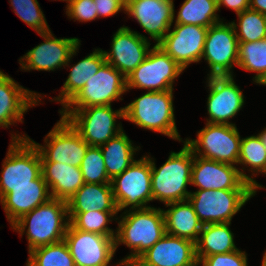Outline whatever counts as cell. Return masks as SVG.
I'll list each match as a JSON object with an SVG mask.
<instances>
[{
  "label": "cell",
  "instance_id": "obj_1",
  "mask_svg": "<svg viewBox=\"0 0 266 266\" xmlns=\"http://www.w3.org/2000/svg\"><path fill=\"white\" fill-rule=\"evenodd\" d=\"M117 217L115 250L120 244L126 245L132 251L120 260V263H134L142 254L151 248L165 234V219L163 209L145 207L122 212Z\"/></svg>",
  "mask_w": 266,
  "mask_h": 266
},
{
  "label": "cell",
  "instance_id": "obj_2",
  "mask_svg": "<svg viewBox=\"0 0 266 266\" xmlns=\"http://www.w3.org/2000/svg\"><path fill=\"white\" fill-rule=\"evenodd\" d=\"M69 224L67 201L51 198L24 214L11 228L20 236L26 233L30 252L35 248L64 240Z\"/></svg>",
  "mask_w": 266,
  "mask_h": 266
},
{
  "label": "cell",
  "instance_id": "obj_3",
  "mask_svg": "<svg viewBox=\"0 0 266 266\" xmlns=\"http://www.w3.org/2000/svg\"><path fill=\"white\" fill-rule=\"evenodd\" d=\"M183 145L179 152L171 151L159 168L150 157L153 201L169 204L188 200L191 191L187 190V185L191 184L194 154L185 143Z\"/></svg>",
  "mask_w": 266,
  "mask_h": 266
},
{
  "label": "cell",
  "instance_id": "obj_4",
  "mask_svg": "<svg viewBox=\"0 0 266 266\" xmlns=\"http://www.w3.org/2000/svg\"><path fill=\"white\" fill-rule=\"evenodd\" d=\"M0 173V200L9 193V186L47 185L41 170L38 149L28 135L12 134Z\"/></svg>",
  "mask_w": 266,
  "mask_h": 266
},
{
  "label": "cell",
  "instance_id": "obj_5",
  "mask_svg": "<svg viewBox=\"0 0 266 266\" xmlns=\"http://www.w3.org/2000/svg\"><path fill=\"white\" fill-rule=\"evenodd\" d=\"M124 119L183 142L176 127L173 90L150 91L124 106Z\"/></svg>",
  "mask_w": 266,
  "mask_h": 266
},
{
  "label": "cell",
  "instance_id": "obj_6",
  "mask_svg": "<svg viewBox=\"0 0 266 266\" xmlns=\"http://www.w3.org/2000/svg\"><path fill=\"white\" fill-rule=\"evenodd\" d=\"M125 92H127L126 77L105 62L59 113L63 119H66L77 109L111 105L113 101L123 100L122 95Z\"/></svg>",
  "mask_w": 266,
  "mask_h": 266
},
{
  "label": "cell",
  "instance_id": "obj_7",
  "mask_svg": "<svg viewBox=\"0 0 266 266\" xmlns=\"http://www.w3.org/2000/svg\"><path fill=\"white\" fill-rule=\"evenodd\" d=\"M183 143L196 156L238 165L241 136L236 125L206 122L196 139L186 138Z\"/></svg>",
  "mask_w": 266,
  "mask_h": 266
},
{
  "label": "cell",
  "instance_id": "obj_8",
  "mask_svg": "<svg viewBox=\"0 0 266 266\" xmlns=\"http://www.w3.org/2000/svg\"><path fill=\"white\" fill-rule=\"evenodd\" d=\"M111 185L118 211L151 207L147 205L153 201L150 155L142 156L116 175Z\"/></svg>",
  "mask_w": 266,
  "mask_h": 266
},
{
  "label": "cell",
  "instance_id": "obj_9",
  "mask_svg": "<svg viewBox=\"0 0 266 266\" xmlns=\"http://www.w3.org/2000/svg\"><path fill=\"white\" fill-rule=\"evenodd\" d=\"M184 69L158 45L154 44L144 61L127 77L129 89H146L150 91L174 90V82Z\"/></svg>",
  "mask_w": 266,
  "mask_h": 266
},
{
  "label": "cell",
  "instance_id": "obj_10",
  "mask_svg": "<svg viewBox=\"0 0 266 266\" xmlns=\"http://www.w3.org/2000/svg\"><path fill=\"white\" fill-rule=\"evenodd\" d=\"M124 107L113 110L112 105L91 106L73 111L66 120L89 146H101L123 131Z\"/></svg>",
  "mask_w": 266,
  "mask_h": 266
},
{
  "label": "cell",
  "instance_id": "obj_11",
  "mask_svg": "<svg viewBox=\"0 0 266 266\" xmlns=\"http://www.w3.org/2000/svg\"><path fill=\"white\" fill-rule=\"evenodd\" d=\"M255 196L253 190H197L189 202L204 224L231 223L240 209Z\"/></svg>",
  "mask_w": 266,
  "mask_h": 266
},
{
  "label": "cell",
  "instance_id": "obj_12",
  "mask_svg": "<svg viewBox=\"0 0 266 266\" xmlns=\"http://www.w3.org/2000/svg\"><path fill=\"white\" fill-rule=\"evenodd\" d=\"M44 138L45 145H41L28 137L38 149L41 162H58L80 167L89 145L66 119L61 117Z\"/></svg>",
  "mask_w": 266,
  "mask_h": 266
},
{
  "label": "cell",
  "instance_id": "obj_13",
  "mask_svg": "<svg viewBox=\"0 0 266 266\" xmlns=\"http://www.w3.org/2000/svg\"><path fill=\"white\" fill-rule=\"evenodd\" d=\"M44 41L19 58L20 68L29 71H55L66 66L77 55L81 45L78 38H56L52 31L38 34Z\"/></svg>",
  "mask_w": 266,
  "mask_h": 266
},
{
  "label": "cell",
  "instance_id": "obj_14",
  "mask_svg": "<svg viewBox=\"0 0 266 266\" xmlns=\"http://www.w3.org/2000/svg\"><path fill=\"white\" fill-rule=\"evenodd\" d=\"M206 60L208 76L233 75L238 65V39L231 22L223 21L208 28L201 60Z\"/></svg>",
  "mask_w": 266,
  "mask_h": 266
},
{
  "label": "cell",
  "instance_id": "obj_15",
  "mask_svg": "<svg viewBox=\"0 0 266 266\" xmlns=\"http://www.w3.org/2000/svg\"><path fill=\"white\" fill-rule=\"evenodd\" d=\"M75 266H109L115 255V237L76 229L71 223L64 237Z\"/></svg>",
  "mask_w": 266,
  "mask_h": 266
},
{
  "label": "cell",
  "instance_id": "obj_16",
  "mask_svg": "<svg viewBox=\"0 0 266 266\" xmlns=\"http://www.w3.org/2000/svg\"><path fill=\"white\" fill-rule=\"evenodd\" d=\"M206 85L209 91L207 97L208 123L231 124L245 104L244 94L235 83L233 75L207 76Z\"/></svg>",
  "mask_w": 266,
  "mask_h": 266
},
{
  "label": "cell",
  "instance_id": "obj_17",
  "mask_svg": "<svg viewBox=\"0 0 266 266\" xmlns=\"http://www.w3.org/2000/svg\"><path fill=\"white\" fill-rule=\"evenodd\" d=\"M157 44L184 70L202 58L208 28L190 24H175Z\"/></svg>",
  "mask_w": 266,
  "mask_h": 266
},
{
  "label": "cell",
  "instance_id": "obj_18",
  "mask_svg": "<svg viewBox=\"0 0 266 266\" xmlns=\"http://www.w3.org/2000/svg\"><path fill=\"white\" fill-rule=\"evenodd\" d=\"M191 185L198 190H253L236 165L194 155Z\"/></svg>",
  "mask_w": 266,
  "mask_h": 266
},
{
  "label": "cell",
  "instance_id": "obj_19",
  "mask_svg": "<svg viewBox=\"0 0 266 266\" xmlns=\"http://www.w3.org/2000/svg\"><path fill=\"white\" fill-rule=\"evenodd\" d=\"M150 39L123 25L113 34L111 50L105 51V59L110 65L127 77L146 58Z\"/></svg>",
  "mask_w": 266,
  "mask_h": 266
},
{
  "label": "cell",
  "instance_id": "obj_20",
  "mask_svg": "<svg viewBox=\"0 0 266 266\" xmlns=\"http://www.w3.org/2000/svg\"><path fill=\"white\" fill-rule=\"evenodd\" d=\"M125 14L137 20L140 27L157 45L174 23V1L131 0L126 3Z\"/></svg>",
  "mask_w": 266,
  "mask_h": 266
},
{
  "label": "cell",
  "instance_id": "obj_21",
  "mask_svg": "<svg viewBox=\"0 0 266 266\" xmlns=\"http://www.w3.org/2000/svg\"><path fill=\"white\" fill-rule=\"evenodd\" d=\"M134 263L138 266H199L195 243L167 233Z\"/></svg>",
  "mask_w": 266,
  "mask_h": 266
},
{
  "label": "cell",
  "instance_id": "obj_22",
  "mask_svg": "<svg viewBox=\"0 0 266 266\" xmlns=\"http://www.w3.org/2000/svg\"><path fill=\"white\" fill-rule=\"evenodd\" d=\"M41 95L24 88L9 76L0 86V127L9 129L17 122L23 123L24 114L39 105Z\"/></svg>",
  "mask_w": 266,
  "mask_h": 266
},
{
  "label": "cell",
  "instance_id": "obj_23",
  "mask_svg": "<svg viewBox=\"0 0 266 266\" xmlns=\"http://www.w3.org/2000/svg\"><path fill=\"white\" fill-rule=\"evenodd\" d=\"M51 198L48 185L9 186V193L0 200V204L7 221L12 226L24 214L48 202Z\"/></svg>",
  "mask_w": 266,
  "mask_h": 266
},
{
  "label": "cell",
  "instance_id": "obj_24",
  "mask_svg": "<svg viewBox=\"0 0 266 266\" xmlns=\"http://www.w3.org/2000/svg\"><path fill=\"white\" fill-rule=\"evenodd\" d=\"M51 197L68 201L85 183L80 167L58 162H41Z\"/></svg>",
  "mask_w": 266,
  "mask_h": 266
},
{
  "label": "cell",
  "instance_id": "obj_25",
  "mask_svg": "<svg viewBox=\"0 0 266 266\" xmlns=\"http://www.w3.org/2000/svg\"><path fill=\"white\" fill-rule=\"evenodd\" d=\"M68 213L119 212L111 183H84L67 201Z\"/></svg>",
  "mask_w": 266,
  "mask_h": 266
},
{
  "label": "cell",
  "instance_id": "obj_26",
  "mask_svg": "<svg viewBox=\"0 0 266 266\" xmlns=\"http://www.w3.org/2000/svg\"><path fill=\"white\" fill-rule=\"evenodd\" d=\"M165 206L170 207L167 210L163 209L166 233L196 243L203 223L189 200L172 202Z\"/></svg>",
  "mask_w": 266,
  "mask_h": 266
},
{
  "label": "cell",
  "instance_id": "obj_27",
  "mask_svg": "<svg viewBox=\"0 0 266 266\" xmlns=\"http://www.w3.org/2000/svg\"><path fill=\"white\" fill-rule=\"evenodd\" d=\"M105 62L103 50L100 48L94 49L92 53L71 66L70 73L63 83L59 95L50 100L60 102L63 108L85 86L86 82L98 72Z\"/></svg>",
  "mask_w": 266,
  "mask_h": 266
},
{
  "label": "cell",
  "instance_id": "obj_28",
  "mask_svg": "<svg viewBox=\"0 0 266 266\" xmlns=\"http://www.w3.org/2000/svg\"><path fill=\"white\" fill-rule=\"evenodd\" d=\"M231 223L204 224L195 243L196 257L199 262L203 257L236 251L239 248L234 242Z\"/></svg>",
  "mask_w": 266,
  "mask_h": 266
},
{
  "label": "cell",
  "instance_id": "obj_29",
  "mask_svg": "<svg viewBox=\"0 0 266 266\" xmlns=\"http://www.w3.org/2000/svg\"><path fill=\"white\" fill-rule=\"evenodd\" d=\"M100 149L104 157L107 175L110 179H113L136 161L134 156L136 151L141 148L140 146L134 147L132 140L123 130L117 136L101 145Z\"/></svg>",
  "mask_w": 266,
  "mask_h": 266
},
{
  "label": "cell",
  "instance_id": "obj_30",
  "mask_svg": "<svg viewBox=\"0 0 266 266\" xmlns=\"http://www.w3.org/2000/svg\"><path fill=\"white\" fill-rule=\"evenodd\" d=\"M239 164L243 165L239 169L241 176L252 185L254 193L256 194L258 189H263V185L258 184L253 178L255 174L258 176V173L265 175L266 168V148L258 134L241 138ZM244 165L249 167L247 170L252 173L250 176L245 173Z\"/></svg>",
  "mask_w": 266,
  "mask_h": 266
},
{
  "label": "cell",
  "instance_id": "obj_31",
  "mask_svg": "<svg viewBox=\"0 0 266 266\" xmlns=\"http://www.w3.org/2000/svg\"><path fill=\"white\" fill-rule=\"evenodd\" d=\"M217 0H185L176 16L175 24H190L209 28L220 23Z\"/></svg>",
  "mask_w": 266,
  "mask_h": 266
},
{
  "label": "cell",
  "instance_id": "obj_32",
  "mask_svg": "<svg viewBox=\"0 0 266 266\" xmlns=\"http://www.w3.org/2000/svg\"><path fill=\"white\" fill-rule=\"evenodd\" d=\"M237 66L248 72H255L252 80L258 84L266 75V38L238 43Z\"/></svg>",
  "mask_w": 266,
  "mask_h": 266
},
{
  "label": "cell",
  "instance_id": "obj_33",
  "mask_svg": "<svg viewBox=\"0 0 266 266\" xmlns=\"http://www.w3.org/2000/svg\"><path fill=\"white\" fill-rule=\"evenodd\" d=\"M26 266H75L64 240L28 252Z\"/></svg>",
  "mask_w": 266,
  "mask_h": 266
},
{
  "label": "cell",
  "instance_id": "obj_34",
  "mask_svg": "<svg viewBox=\"0 0 266 266\" xmlns=\"http://www.w3.org/2000/svg\"><path fill=\"white\" fill-rule=\"evenodd\" d=\"M119 212L89 211L84 213H68L70 223L84 232H94L108 237H116V230L108 227Z\"/></svg>",
  "mask_w": 266,
  "mask_h": 266
},
{
  "label": "cell",
  "instance_id": "obj_35",
  "mask_svg": "<svg viewBox=\"0 0 266 266\" xmlns=\"http://www.w3.org/2000/svg\"><path fill=\"white\" fill-rule=\"evenodd\" d=\"M238 24L233 20L238 43L255 42L266 38V15L252 9L237 14Z\"/></svg>",
  "mask_w": 266,
  "mask_h": 266
},
{
  "label": "cell",
  "instance_id": "obj_36",
  "mask_svg": "<svg viewBox=\"0 0 266 266\" xmlns=\"http://www.w3.org/2000/svg\"><path fill=\"white\" fill-rule=\"evenodd\" d=\"M14 13L38 34L51 31L37 0H10Z\"/></svg>",
  "mask_w": 266,
  "mask_h": 266
},
{
  "label": "cell",
  "instance_id": "obj_37",
  "mask_svg": "<svg viewBox=\"0 0 266 266\" xmlns=\"http://www.w3.org/2000/svg\"><path fill=\"white\" fill-rule=\"evenodd\" d=\"M85 183H111L100 146H89L80 165Z\"/></svg>",
  "mask_w": 266,
  "mask_h": 266
},
{
  "label": "cell",
  "instance_id": "obj_38",
  "mask_svg": "<svg viewBox=\"0 0 266 266\" xmlns=\"http://www.w3.org/2000/svg\"><path fill=\"white\" fill-rule=\"evenodd\" d=\"M93 0H67L66 15L79 22L93 21L98 18Z\"/></svg>",
  "mask_w": 266,
  "mask_h": 266
},
{
  "label": "cell",
  "instance_id": "obj_39",
  "mask_svg": "<svg viewBox=\"0 0 266 266\" xmlns=\"http://www.w3.org/2000/svg\"><path fill=\"white\" fill-rule=\"evenodd\" d=\"M247 254L240 249L224 254L203 257L198 265L202 266H248Z\"/></svg>",
  "mask_w": 266,
  "mask_h": 266
},
{
  "label": "cell",
  "instance_id": "obj_40",
  "mask_svg": "<svg viewBox=\"0 0 266 266\" xmlns=\"http://www.w3.org/2000/svg\"><path fill=\"white\" fill-rule=\"evenodd\" d=\"M99 18L110 17L121 11L125 13L126 4L123 0H93Z\"/></svg>",
  "mask_w": 266,
  "mask_h": 266
},
{
  "label": "cell",
  "instance_id": "obj_41",
  "mask_svg": "<svg viewBox=\"0 0 266 266\" xmlns=\"http://www.w3.org/2000/svg\"><path fill=\"white\" fill-rule=\"evenodd\" d=\"M250 0H217L218 11L221 6H226L234 10L236 14L242 13L244 10L249 9Z\"/></svg>",
  "mask_w": 266,
  "mask_h": 266
},
{
  "label": "cell",
  "instance_id": "obj_42",
  "mask_svg": "<svg viewBox=\"0 0 266 266\" xmlns=\"http://www.w3.org/2000/svg\"><path fill=\"white\" fill-rule=\"evenodd\" d=\"M249 8L266 15V0H250Z\"/></svg>",
  "mask_w": 266,
  "mask_h": 266
},
{
  "label": "cell",
  "instance_id": "obj_43",
  "mask_svg": "<svg viewBox=\"0 0 266 266\" xmlns=\"http://www.w3.org/2000/svg\"><path fill=\"white\" fill-rule=\"evenodd\" d=\"M260 139L262 140L263 146L266 148V128L258 133Z\"/></svg>",
  "mask_w": 266,
  "mask_h": 266
},
{
  "label": "cell",
  "instance_id": "obj_44",
  "mask_svg": "<svg viewBox=\"0 0 266 266\" xmlns=\"http://www.w3.org/2000/svg\"><path fill=\"white\" fill-rule=\"evenodd\" d=\"M9 77V75L5 74L2 70H0V86L3 82Z\"/></svg>",
  "mask_w": 266,
  "mask_h": 266
},
{
  "label": "cell",
  "instance_id": "obj_45",
  "mask_svg": "<svg viewBox=\"0 0 266 266\" xmlns=\"http://www.w3.org/2000/svg\"><path fill=\"white\" fill-rule=\"evenodd\" d=\"M118 263H117L118 266H138L135 263H127V262H123V263L118 262Z\"/></svg>",
  "mask_w": 266,
  "mask_h": 266
},
{
  "label": "cell",
  "instance_id": "obj_46",
  "mask_svg": "<svg viewBox=\"0 0 266 266\" xmlns=\"http://www.w3.org/2000/svg\"><path fill=\"white\" fill-rule=\"evenodd\" d=\"M258 84L266 86V75L264 76V78Z\"/></svg>",
  "mask_w": 266,
  "mask_h": 266
},
{
  "label": "cell",
  "instance_id": "obj_47",
  "mask_svg": "<svg viewBox=\"0 0 266 266\" xmlns=\"http://www.w3.org/2000/svg\"><path fill=\"white\" fill-rule=\"evenodd\" d=\"M262 260H266V251H264Z\"/></svg>",
  "mask_w": 266,
  "mask_h": 266
},
{
  "label": "cell",
  "instance_id": "obj_48",
  "mask_svg": "<svg viewBox=\"0 0 266 266\" xmlns=\"http://www.w3.org/2000/svg\"><path fill=\"white\" fill-rule=\"evenodd\" d=\"M262 265L261 266H266V260H262Z\"/></svg>",
  "mask_w": 266,
  "mask_h": 266
},
{
  "label": "cell",
  "instance_id": "obj_49",
  "mask_svg": "<svg viewBox=\"0 0 266 266\" xmlns=\"http://www.w3.org/2000/svg\"><path fill=\"white\" fill-rule=\"evenodd\" d=\"M123 1L126 4V3L130 2L131 0H123Z\"/></svg>",
  "mask_w": 266,
  "mask_h": 266
}]
</instances>
